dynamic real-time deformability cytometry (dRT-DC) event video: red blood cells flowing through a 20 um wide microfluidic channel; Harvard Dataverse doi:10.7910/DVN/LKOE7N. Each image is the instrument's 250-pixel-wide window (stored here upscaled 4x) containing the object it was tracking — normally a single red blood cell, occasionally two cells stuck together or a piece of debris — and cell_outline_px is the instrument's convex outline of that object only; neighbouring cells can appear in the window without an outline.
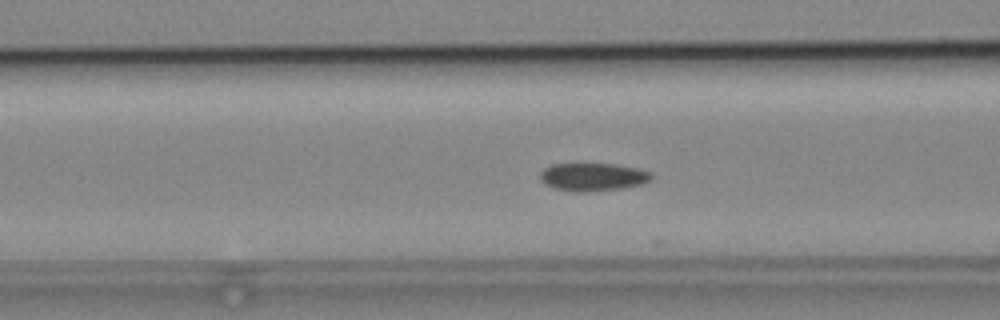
{"species": "common noctule bat (a hibernating species)", "species_latin": "Nyctalus noctula", "temperature_condition": "cold", "stored_images_in_passage": 7, "camera_frame_rate_fps": 3000, "um_per_image_px": 0.085, "animal": {"sex": "male", "body_mass_g": 19.2, "forearm_length_mm": 51.8}, "frame": {"image": 1, "passage_image": 5, "time_ms": 1.333, "image_size_px": [1000, 320], "cell_outline_px": [[652, 180], [644, 184], [620, 188], [576, 192], [556, 188], [544, 184], [540, 180], [540, 172], [544, 168], [552, 164], [576, 160], [580, 160], [612, 164], [636, 168], [652, 172]], "centroid_in_image_um": [50.35, 14.97], "position_along_channel_um": 116.3, "area_um2": 18.9}}